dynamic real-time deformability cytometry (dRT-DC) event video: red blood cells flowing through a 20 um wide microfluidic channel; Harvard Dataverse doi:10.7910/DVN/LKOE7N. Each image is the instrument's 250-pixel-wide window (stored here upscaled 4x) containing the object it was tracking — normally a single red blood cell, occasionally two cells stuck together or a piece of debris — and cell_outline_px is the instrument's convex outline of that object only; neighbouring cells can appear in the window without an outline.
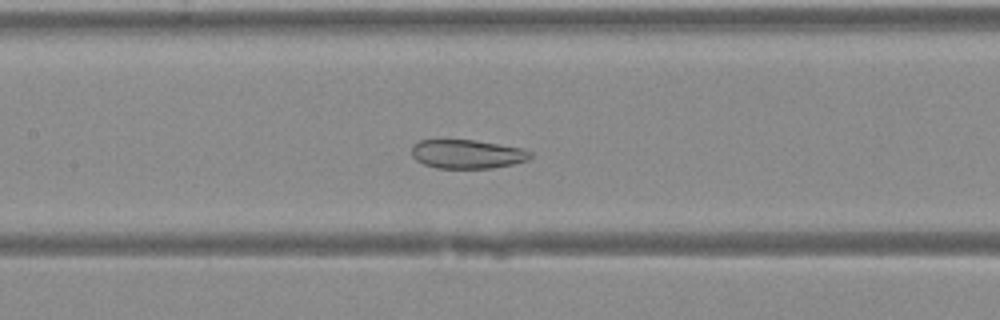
{"species": "Egyptian fruit bat (a non-hibernating species)", "species_latin": "Rousettus aegyptiacus", "temperature_condition": "warm", "stored_images_in_passage": 22, "camera_frame_rate_fps": 3000, "um_per_image_px": 0.085, "animal": {"sex": "female"}, "frame": {"image": 1, "passage_image": 21, "time_ms": 6.667, "image_size_px": [1000, 320], "cell_outline_px": [[532, 156], [528, 160], [512, 164], [492, 168], [436, 168], [424, 164], [416, 160], [412, 156], [412, 144], [420, 140], [476, 140], [520, 148], [532, 152]], "centroid_in_image_um": [39.69, 13.1], "position_along_channel_um": 167.7, "area_um2": 19.94}}